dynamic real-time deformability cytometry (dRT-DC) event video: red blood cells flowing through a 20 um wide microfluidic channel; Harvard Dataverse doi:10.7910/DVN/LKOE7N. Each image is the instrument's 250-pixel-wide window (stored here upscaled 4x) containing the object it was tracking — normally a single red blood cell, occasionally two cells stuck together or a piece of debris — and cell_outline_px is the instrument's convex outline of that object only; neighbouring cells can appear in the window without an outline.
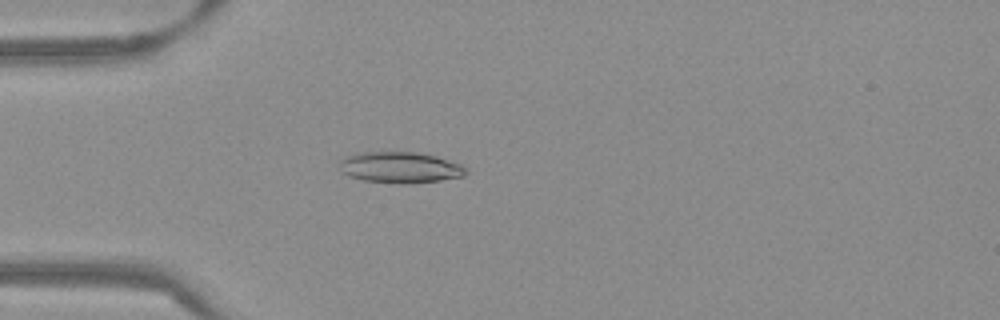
{"species": "Egyptian fruit bat (a non-hibernating species)", "species_latin": "Rousettus aegyptiacus", "temperature_condition": "warm", "stored_images_in_passage": 53, "camera_frame_rate_fps": 3000, "um_per_image_px": 0.085, "frame": {"image": 1, "passage_image": 15, "time_ms": 4.667, "image_size_px": [1000, 320], "cell_outline_px": [[468, 172], [464, 176], [440, 180], [408, 184], [396, 184], [364, 180], [348, 176], [340, 172], [340, 160], [356, 152], [416, 152], [436, 156], [460, 164], [468, 168]], "centroid_in_image_um": [34.0, 14.24], "position_along_channel_um": 51.0, "area_um2": 23.12}}
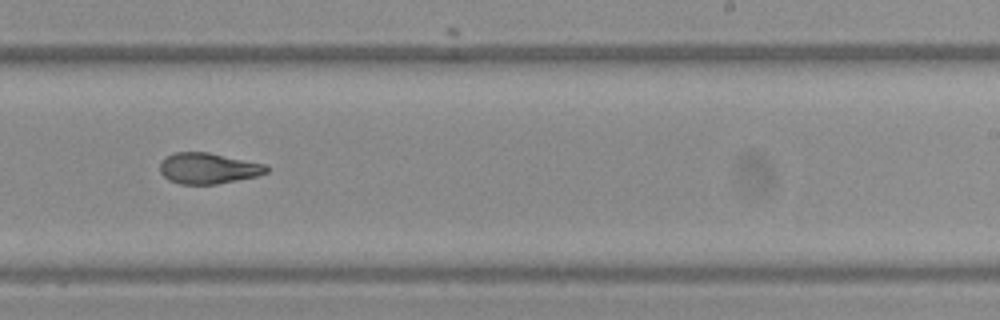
{"frame": {"image": 2, "passage_image": 33, "time_ms": 10.667, "image_size_px": [1000, 320], "cell_outline_px": [[268, 172], [256, 176], [216, 184], [180, 184], [168, 180], [160, 172], [160, 160], [164, 156], [176, 152], [208, 152], [264, 164], [268, 168]], "centroid_in_image_um": [17.64, 14.3], "position_along_channel_um": 271.4, "area_um2": 19.13}}
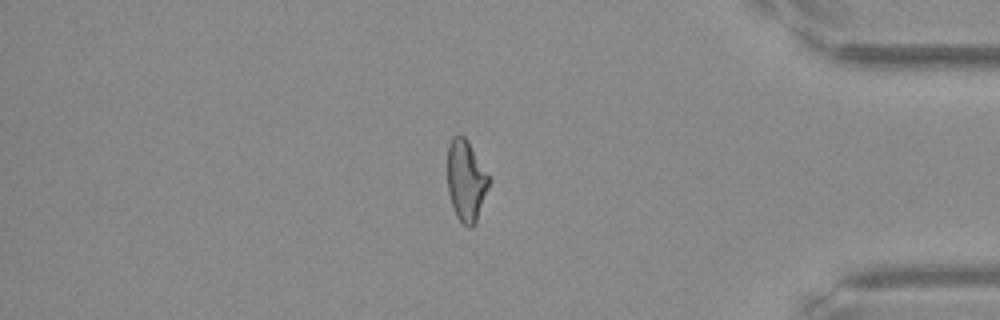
{"frame": {"image": 3, "passage_image": 45, "time_ms": 14.667, "image_size_px": [1000, 320], "cell_outline_px": [[488, 188], [476, 220], [472, 228], [468, 228], [456, 216], [448, 192], [448, 144], [452, 136], [460, 132], [468, 140], [488, 176]], "centroid_in_image_um": [39.58, 15.31], "position_along_channel_um": 395.6, "area_um2": 19.31}, "authors_computed_cell_mechanics": {"area_um2": 20.6346, "velocity_mm_per_s": 3.8482, "shape_relaxation_time_tau1_ms": null, "shape_relaxation_time_tau2_ms": 2.3216, "deformation_change_tau1": null, "deformation_change_tau2": 0.0934}}